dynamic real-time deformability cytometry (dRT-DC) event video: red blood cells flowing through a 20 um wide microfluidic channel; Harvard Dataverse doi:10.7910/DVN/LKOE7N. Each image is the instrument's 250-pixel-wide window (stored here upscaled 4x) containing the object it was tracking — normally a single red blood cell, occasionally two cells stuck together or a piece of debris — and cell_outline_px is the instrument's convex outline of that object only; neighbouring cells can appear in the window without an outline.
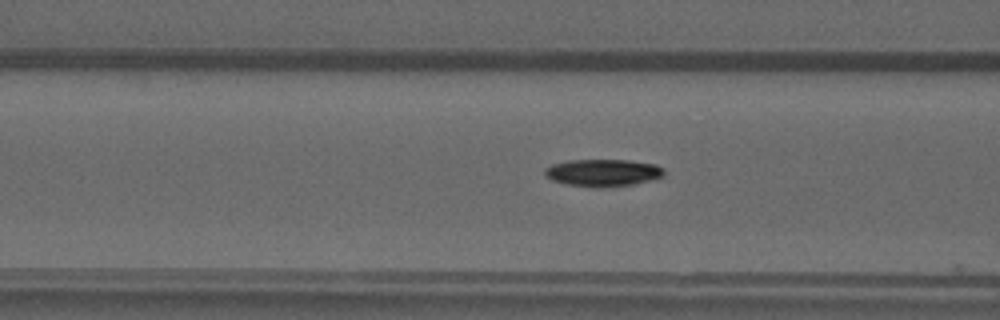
{"species": "common noctule bat (a hibernating species)", "species_latin": "Nyctalus noctula", "temperature_condition": "warm", "stored_images_in_passage": 48, "camera_frame_rate_fps": 3000, "um_per_image_px": 0.085, "animal": {"sex": "male", "forearm_length_mm": 52.5}, "frame": {"image": 1, "passage_image": 19, "time_ms": 6.0, "image_size_px": [1000, 320], "cell_outline_px": [[664, 176], [652, 180], [636, 184], [568, 184], [552, 180], [544, 176], [544, 168], [552, 164], [568, 160], [628, 160], [656, 164], [664, 168]], "centroid_in_image_um": [51.27, 14.62], "position_along_channel_um": 115.3, "area_um2": 18.15}}
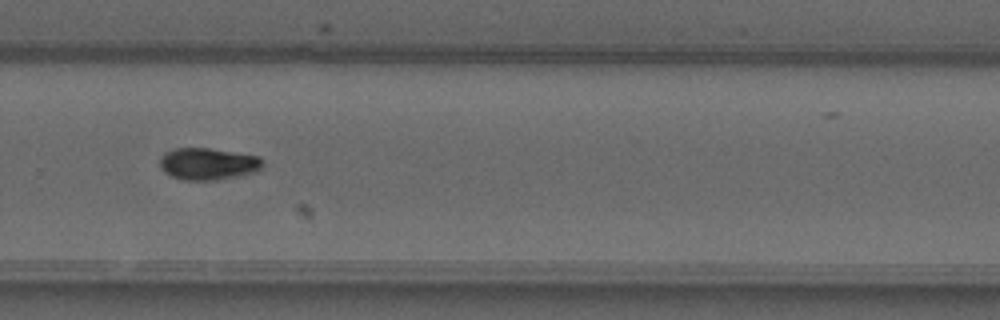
{"frame": {"image": 2, "passage_image": 33, "time_ms": 10.667, "image_size_px": [1000, 320], "cell_outline_px": [[264, 164], [256, 172], [216, 180], [184, 180], [172, 176], [164, 172], [160, 168], [160, 156], [164, 152], [176, 148], [208, 148], [260, 156], [264, 160]], "centroid_in_image_um": [17.68, 13.92], "position_along_channel_um": 312.1, "area_um2": 19.25}}
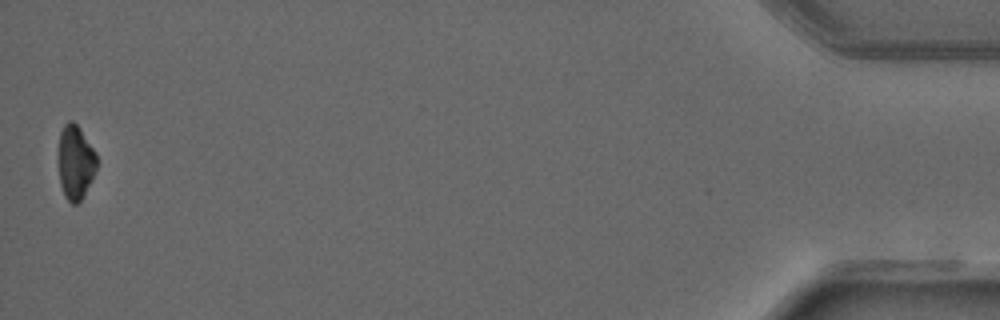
{"frame": {"image": 3, "passage_image": 48, "time_ms": 15.667, "image_size_px": [1000, 320], "cell_outline_px": [[96, 168], [80, 200], [76, 204], [72, 204], [64, 196], [60, 184], [60, 132], [64, 124], [68, 120], [72, 120], [80, 128], [96, 152]], "centroid_in_image_um": [6.41, 13.75], "position_along_channel_um": 428.8, "area_um2": 16.01}}